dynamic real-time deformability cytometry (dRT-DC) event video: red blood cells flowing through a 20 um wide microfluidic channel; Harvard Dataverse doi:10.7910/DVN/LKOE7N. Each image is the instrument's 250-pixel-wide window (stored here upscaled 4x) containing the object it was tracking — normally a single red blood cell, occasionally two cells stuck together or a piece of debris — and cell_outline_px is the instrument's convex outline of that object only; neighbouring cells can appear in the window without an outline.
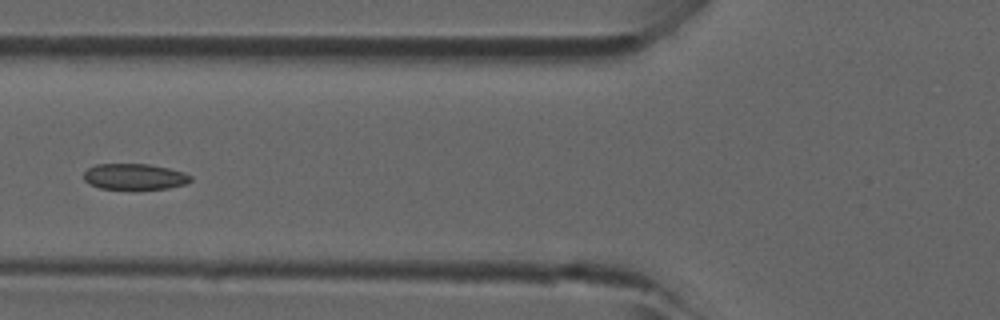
{"species": "common noctule bat (a hibernating species)", "species_latin": "Nyctalus noctula", "temperature_condition": "room temperature", "stored_images_in_passage": 8, "camera_frame_rate_fps": 3000, "um_per_image_px": 0.085, "animal": {"sex": "male", "forearm_length_mm": 52.5}, "frame": {"image": 1, "passage_image": 7, "time_ms": 2.0, "image_size_px": [1000, 320], "cell_outline_px": [[192, 180], [184, 184], [168, 188], [100, 188], [88, 184], [84, 180], [84, 172], [88, 168], [96, 164], [148, 164], [168, 168], [184, 172], [192, 176]], "centroid_in_image_um": [11.42, 15.0], "position_along_channel_um": 114.4, "area_um2": 15.95}}
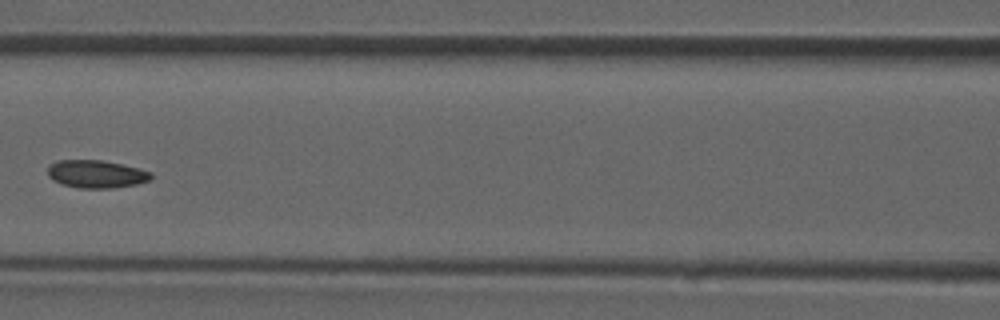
{"frame": {"image": 2, "passage_image": 8, "time_ms": 2.333, "image_size_px": [1000, 320], "cell_outline_px": [[152, 180], [136, 184], [112, 188], [80, 188], [60, 184], [52, 180], [48, 176], [48, 164], [56, 160], [104, 160], [140, 168], [152, 172]], "centroid_in_image_um": [8.18, 14.79], "position_along_channel_um": 158.4, "area_um2": 17.05}}